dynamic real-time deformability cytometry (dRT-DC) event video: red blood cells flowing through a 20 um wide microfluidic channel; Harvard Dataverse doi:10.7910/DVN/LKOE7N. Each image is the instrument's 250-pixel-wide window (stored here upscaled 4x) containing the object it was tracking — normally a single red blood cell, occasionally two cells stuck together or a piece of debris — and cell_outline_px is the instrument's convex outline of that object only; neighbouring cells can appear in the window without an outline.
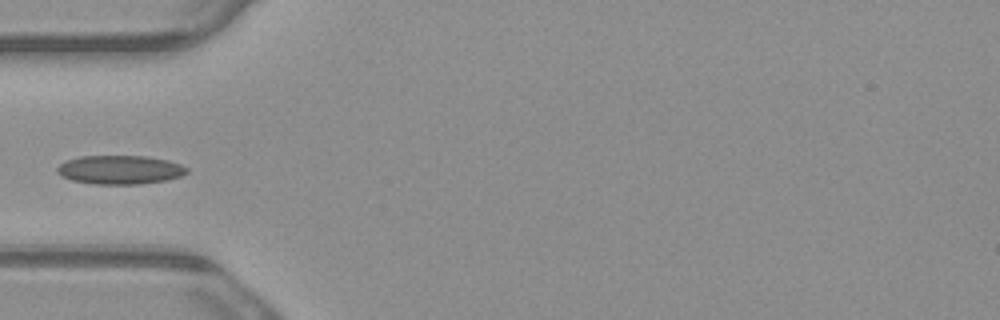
{"species": "common noctule bat (a hibernating species)", "species_latin": "Nyctalus noctula", "temperature_condition": "warm", "stored_images_in_passage": 5, "camera_frame_rate_fps": 3000, "um_per_image_px": 0.085, "animal": {"sex": "male", "body_mass_g": 23.1, "forearm_length_mm": 52.7}, "frame": {"image": 1, "passage_image": 4, "time_ms": 1.0, "image_size_px": [1000, 320], "cell_outline_px": [[188, 172], [180, 176], [168, 180], [140, 184], [92, 184], [72, 180], [60, 176], [56, 172], [56, 168], [60, 164], [68, 160], [80, 156], [144, 156], [168, 160], [180, 164], [188, 168]], "centroid_in_image_um": [10.19, 14.43], "position_along_channel_um": 74.8, "area_um2": 21.85}}
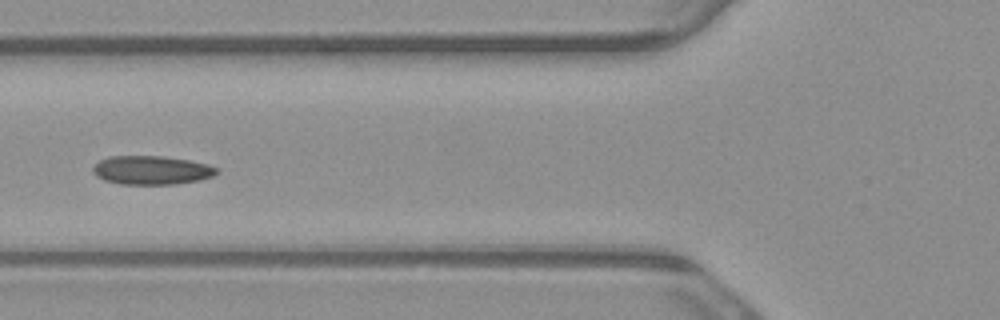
{"frame": {"image": 2, "passage_image": 5, "time_ms": 1.333, "image_size_px": [1000, 320], "cell_outline_px": [[220, 172], [212, 176], [200, 180], [176, 184], [120, 184], [104, 180], [96, 176], [92, 172], [92, 168], [100, 160], [108, 156], [164, 156], [188, 160], [208, 164], [216, 168]], "centroid_in_image_um": [12.87, 14.46], "position_along_channel_um": 112.9, "area_um2": 20.81}}